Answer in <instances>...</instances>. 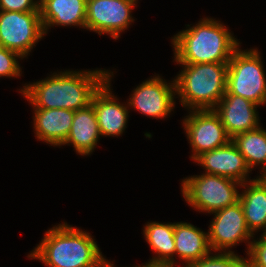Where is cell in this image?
<instances>
[{"mask_svg": "<svg viewBox=\"0 0 266 267\" xmlns=\"http://www.w3.org/2000/svg\"><path fill=\"white\" fill-rule=\"evenodd\" d=\"M241 186L235 180L203 173L184 178L181 193L194 210L211 214L239 202Z\"/></svg>", "mask_w": 266, "mask_h": 267, "instance_id": "5b68a950", "label": "cell"}, {"mask_svg": "<svg viewBox=\"0 0 266 267\" xmlns=\"http://www.w3.org/2000/svg\"><path fill=\"white\" fill-rule=\"evenodd\" d=\"M257 48L235 50L228 63L227 88L230 94L241 96L261 106L266 104V74Z\"/></svg>", "mask_w": 266, "mask_h": 267, "instance_id": "8992f818", "label": "cell"}, {"mask_svg": "<svg viewBox=\"0 0 266 267\" xmlns=\"http://www.w3.org/2000/svg\"><path fill=\"white\" fill-rule=\"evenodd\" d=\"M174 242L175 256L184 261L185 267L212 252L208 232L188 222H174Z\"/></svg>", "mask_w": 266, "mask_h": 267, "instance_id": "d6986e66", "label": "cell"}, {"mask_svg": "<svg viewBox=\"0 0 266 267\" xmlns=\"http://www.w3.org/2000/svg\"><path fill=\"white\" fill-rule=\"evenodd\" d=\"M137 0H87L85 29L118 40L134 23L132 10Z\"/></svg>", "mask_w": 266, "mask_h": 267, "instance_id": "ba28073f", "label": "cell"}, {"mask_svg": "<svg viewBox=\"0 0 266 267\" xmlns=\"http://www.w3.org/2000/svg\"><path fill=\"white\" fill-rule=\"evenodd\" d=\"M36 138L51 146H62L70 134L74 112L68 109H34Z\"/></svg>", "mask_w": 266, "mask_h": 267, "instance_id": "2e32d148", "label": "cell"}, {"mask_svg": "<svg viewBox=\"0 0 266 267\" xmlns=\"http://www.w3.org/2000/svg\"><path fill=\"white\" fill-rule=\"evenodd\" d=\"M212 214L214 217L208 227L211 250L213 252H232L231 248L245 242L248 244L247 255L254 235L247 227L240 202L217 210Z\"/></svg>", "mask_w": 266, "mask_h": 267, "instance_id": "30bf717a", "label": "cell"}, {"mask_svg": "<svg viewBox=\"0 0 266 267\" xmlns=\"http://www.w3.org/2000/svg\"><path fill=\"white\" fill-rule=\"evenodd\" d=\"M100 136L94 107L90 104L74 112L70 134L62 145H72L80 156H89L97 147Z\"/></svg>", "mask_w": 266, "mask_h": 267, "instance_id": "ac0fdd59", "label": "cell"}, {"mask_svg": "<svg viewBox=\"0 0 266 267\" xmlns=\"http://www.w3.org/2000/svg\"><path fill=\"white\" fill-rule=\"evenodd\" d=\"M114 72H108V80L93 95L91 104L99 124L100 134L102 136L118 137L125 132L129 117V107L125 103L119 102L117 96L112 94L111 79Z\"/></svg>", "mask_w": 266, "mask_h": 267, "instance_id": "7c38bea8", "label": "cell"}, {"mask_svg": "<svg viewBox=\"0 0 266 267\" xmlns=\"http://www.w3.org/2000/svg\"><path fill=\"white\" fill-rule=\"evenodd\" d=\"M87 0H39V12L45 35L56 26L85 29Z\"/></svg>", "mask_w": 266, "mask_h": 267, "instance_id": "9a60e30c", "label": "cell"}, {"mask_svg": "<svg viewBox=\"0 0 266 267\" xmlns=\"http://www.w3.org/2000/svg\"><path fill=\"white\" fill-rule=\"evenodd\" d=\"M214 253L213 255L211 252L209 255L202 257L199 261L192 263L188 267H249V259L247 256L244 258L235 253V251Z\"/></svg>", "mask_w": 266, "mask_h": 267, "instance_id": "7402d4cb", "label": "cell"}, {"mask_svg": "<svg viewBox=\"0 0 266 267\" xmlns=\"http://www.w3.org/2000/svg\"><path fill=\"white\" fill-rule=\"evenodd\" d=\"M232 142L244 156L248 168L260 166V177L266 175V129L260 125L257 129L236 134Z\"/></svg>", "mask_w": 266, "mask_h": 267, "instance_id": "44dd1931", "label": "cell"}, {"mask_svg": "<svg viewBox=\"0 0 266 267\" xmlns=\"http://www.w3.org/2000/svg\"><path fill=\"white\" fill-rule=\"evenodd\" d=\"M106 69L64 70L49 77L25 83L20 93L33 109H68L77 111L88 107L93 95L108 80Z\"/></svg>", "mask_w": 266, "mask_h": 267, "instance_id": "6da1fadb", "label": "cell"}, {"mask_svg": "<svg viewBox=\"0 0 266 267\" xmlns=\"http://www.w3.org/2000/svg\"><path fill=\"white\" fill-rule=\"evenodd\" d=\"M239 202L249 231L255 236L266 231V179L257 176L241 186ZM261 229V230H260Z\"/></svg>", "mask_w": 266, "mask_h": 267, "instance_id": "e0dca14e", "label": "cell"}, {"mask_svg": "<svg viewBox=\"0 0 266 267\" xmlns=\"http://www.w3.org/2000/svg\"><path fill=\"white\" fill-rule=\"evenodd\" d=\"M194 161L203 167V173L226 177L241 184L255 179L249 178L251 170L232 140L225 146L201 153Z\"/></svg>", "mask_w": 266, "mask_h": 267, "instance_id": "4fadbf2b", "label": "cell"}, {"mask_svg": "<svg viewBox=\"0 0 266 267\" xmlns=\"http://www.w3.org/2000/svg\"><path fill=\"white\" fill-rule=\"evenodd\" d=\"M40 12L0 11V46L26 58L44 38Z\"/></svg>", "mask_w": 266, "mask_h": 267, "instance_id": "52a82bcc", "label": "cell"}, {"mask_svg": "<svg viewBox=\"0 0 266 267\" xmlns=\"http://www.w3.org/2000/svg\"><path fill=\"white\" fill-rule=\"evenodd\" d=\"M194 25L188 24L187 29L171 38L173 60L177 65L229 62L241 45L228 27L216 18L204 17Z\"/></svg>", "mask_w": 266, "mask_h": 267, "instance_id": "7a4b0ae2", "label": "cell"}, {"mask_svg": "<svg viewBox=\"0 0 266 267\" xmlns=\"http://www.w3.org/2000/svg\"><path fill=\"white\" fill-rule=\"evenodd\" d=\"M188 113L182 125L192 148V160L201 153L225 146L232 140L213 109L189 110Z\"/></svg>", "mask_w": 266, "mask_h": 267, "instance_id": "9c48e42d", "label": "cell"}, {"mask_svg": "<svg viewBox=\"0 0 266 267\" xmlns=\"http://www.w3.org/2000/svg\"><path fill=\"white\" fill-rule=\"evenodd\" d=\"M18 59H23L19 53L0 46V77H20L22 69Z\"/></svg>", "mask_w": 266, "mask_h": 267, "instance_id": "603a6c76", "label": "cell"}, {"mask_svg": "<svg viewBox=\"0 0 266 267\" xmlns=\"http://www.w3.org/2000/svg\"><path fill=\"white\" fill-rule=\"evenodd\" d=\"M114 265L113 261L110 262L106 259L99 267H115Z\"/></svg>", "mask_w": 266, "mask_h": 267, "instance_id": "4316f807", "label": "cell"}, {"mask_svg": "<svg viewBox=\"0 0 266 267\" xmlns=\"http://www.w3.org/2000/svg\"><path fill=\"white\" fill-rule=\"evenodd\" d=\"M135 267H176V265H172V264H151V263H147L146 262L144 265L141 264V265L135 266Z\"/></svg>", "mask_w": 266, "mask_h": 267, "instance_id": "484cf974", "label": "cell"}, {"mask_svg": "<svg viewBox=\"0 0 266 267\" xmlns=\"http://www.w3.org/2000/svg\"><path fill=\"white\" fill-rule=\"evenodd\" d=\"M0 11L39 12V0H0Z\"/></svg>", "mask_w": 266, "mask_h": 267, "instance_id": "d4e9b609", "label": "cell"}, {"mask_svg": "<svg viewBox=\"0 0 266 267\" xmlns=\"http://www.w3.org/2000/svg\"><path fill=\"white\" fill-rule=\"evenodd\" d=\"M158 74L133 89L127 105L146 117L166 118L175 108V82L162 79Z\"/></svg>", "mask_w": 266, "mask_h": 267, "instance_id": "8fae6325", "label": "cell"}, {"mask_svg": "<svg viewBox=\"0 0 266 267\" xmlns=\"http://www.w3.org/2000/svg\"><path fill=\"white\" fill-rule=\"evenodd\" d=\"M72 226L67 222L54 225L27 257L48 267H99L106 258L95 238Z\"/></svg>", "mask_w": 266, "mask_h": 267, "instance_id": "3957f363", "label": "cell"}, {"mask_svg": "<svg viewBox=\"0 0 266 267\" xmlns=\"http://www.w3.org/2000/svg\"><path fill=\"white\" fill-rule=\"evenodd\" d=\"M143 235L155 256L147 263L172 264L175 257L174 223L147 222L143 227Z\"/></svg>", "mask_w": 266, "mask_h": 267, "instance_id": "ffe728a7", "label": "cell"}, {"mask_svg": "<svg viewBox=\"0 0 266 267\" xmlns=\"http://www.w3.org/2000/svg\"><path fill=\"white\" fill-rule=\"evenodd\" d=\"M257 107L259 105L252 101L226 90L213 110L219 115L227 134L233 138L236 134L252 131L260 126Z\"/></svg>", "mask_w": 266, "mask_h": 267, "instance_id": "5bb4252c", "label": "cell"}, {"mask_svg": "<svg viewBox=\"0 0 266 267\" xmlns=\"http://www.w3.org/2000/svg\"><path fill=\"white\" fill-rule=\"evenodd\" d=\"M249 252V267H266V236L262 233L257 239H252Z\"/></svg>", "mask_w": 266, "mask_h": 267, "instance_id": "cb8c5ba5", "label": "cell"}, {"mask_svg": "<svg viewBox=\"0 0 266 267\" xmlns=\"http://www.w3.org/2000/svg\"><path fill=\"white\" fill-rule=\"evenodd\" d=\"M228 63L179 64L174 78L180 105L188 110L214 109L226 93Z\"/></svg>", "mask_w": 266, "mask_h": 267, "instance_id": "277c9868", "label": "cell"}]
</instances>
